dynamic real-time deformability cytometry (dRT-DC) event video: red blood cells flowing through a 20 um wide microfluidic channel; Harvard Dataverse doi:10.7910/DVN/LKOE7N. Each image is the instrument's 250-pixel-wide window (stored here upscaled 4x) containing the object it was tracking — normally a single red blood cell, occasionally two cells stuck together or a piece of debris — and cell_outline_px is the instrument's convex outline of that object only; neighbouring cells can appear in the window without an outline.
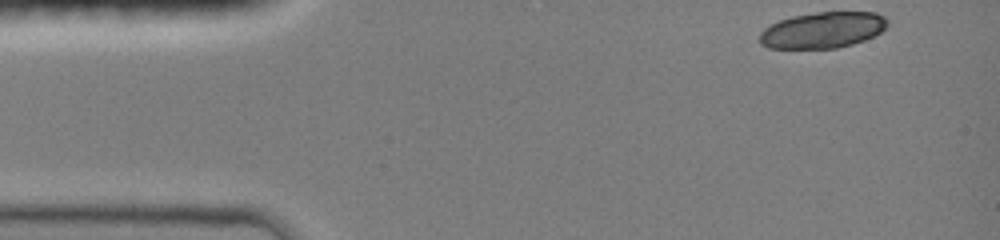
{"species": "common noctule bat (a hibernating species)", "species_latin": "Nyctalus noctula", "temperature_condition": "room temperature", "stored_images_in_passage": 40, "camera_frame_rate_fps": 3000, "um_per_image_px": 0.085, "animal": {"sex": "female", "body_mass_g": 19.0, "forearm_length_mm": 51.5}, "frame": {"image": 1, "passage_image": 1, "time_ms": 0.0, "image_size_px": [1000, 240], "cell_outline_px": [[888, 24], [880, 32], [864, 40], [852, 44], [836, 48], [768, 48], [760, 44], [760, 32], [764, 28], [780, 20], [792, 16], [816, 12], [876, 12], [884, 16], [888, 20]], "centroid_in_image_um": [69.92, 2.55], "position_along_channel_um": 15.1, "area_um2": 26.82}}